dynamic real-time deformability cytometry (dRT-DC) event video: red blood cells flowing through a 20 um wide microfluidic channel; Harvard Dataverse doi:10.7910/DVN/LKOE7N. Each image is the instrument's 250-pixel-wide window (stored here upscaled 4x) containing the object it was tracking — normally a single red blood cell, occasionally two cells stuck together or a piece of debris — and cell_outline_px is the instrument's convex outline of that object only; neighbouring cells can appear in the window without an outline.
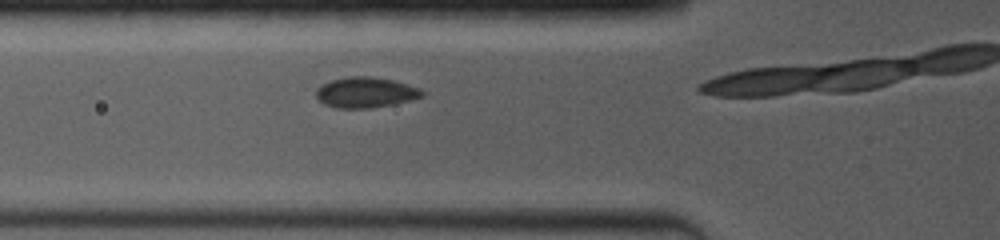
{"species": "common noctule bat (a hibernating species)", "species_latin": "Nyctalus noctula", "temperature_condition": "room temperature", "stored_images_in_passage": 6, "camera_frame_rate_fps": 4000, "um_per_image_px": 0.085, "animal": {"sex": "female", "body_mass_g": 19.0, "forearm_length_mm": 53.3}, "frame": {"image": 1, "passage_image": 3, "time_ms": 1.25, "image_size_px": [1000, 240], "cell_outline_px": [[424, 96], [392, 104], [372, 108], [336, 108], [324, 104], [316, 96], [316, 88], [332, 80], [348, 76], [368, 76], [392, 80], [408, 84], [420, 88], [424, 92]], "centroid_in_image_um": [31.07, 7.85], "position_along_channel_um": 94.7, "area_um2": 18.73}}